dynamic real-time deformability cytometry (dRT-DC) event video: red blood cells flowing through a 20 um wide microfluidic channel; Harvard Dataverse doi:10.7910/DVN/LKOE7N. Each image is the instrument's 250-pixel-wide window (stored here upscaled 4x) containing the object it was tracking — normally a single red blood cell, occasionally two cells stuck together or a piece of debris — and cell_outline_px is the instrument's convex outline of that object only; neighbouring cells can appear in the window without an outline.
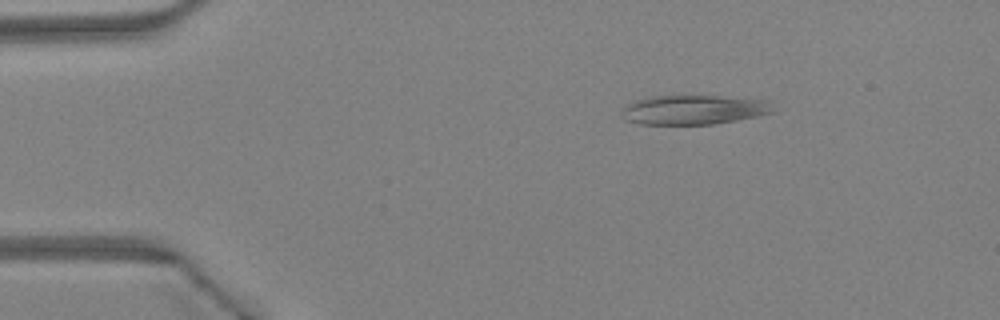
{"species": "Egyptian fruit bat (a non-hibernating species)", "species_latin": "Rousettus aegyptiacus", "temperature_condition": "warm", "stored_images_in_passage": 38, "camera_frame_rate_fps": 3000, "um_per_image_px": 0.085, "animal": {"sex": "female"}, "frame": {"image": 1, "passage_image": 1, "time_ms": 0.0, "image_size_px": [1000, 320], "cell_outline_px": [[776, 112], [760, 116], [716, 124], [640, 124], [624, 120], [620, 116], [624, 104], [644, 96], [720, 96], [772, 100]], "centroid_in_image_um": [58.99, 9.32], "position_along_channel_um": 26.0, "area_um2": 26.7}}
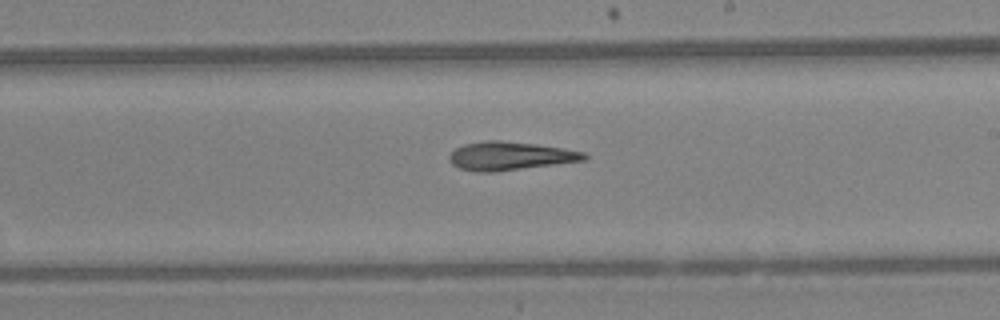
{"frame": {"image": 2, "passage_image": 20, "time_ms": 6.333, "image_size_px": [1000, 320], "cell_outline_px": [[588, 160], [492, 172], [476, 172], [460, 168], [452, 164], [448, 160], [448, 156], [456, 148], [464, 144], [484, 140], [500, 140], [536, 144], [584, 152], [588, 156]], "centroid_in_image_um": [43.33, 13.25], "position_along_channel_um": 245.7, "area_um2": 22.31}}
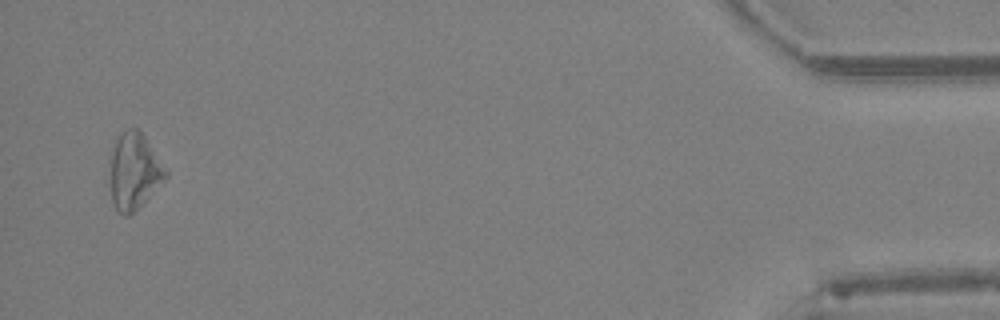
{"frame": {"image": 3, "passage_image": 37, "time_ms": 12.0, "image_size_px": [1000, 320], "cell_outline_px": [[168, 176], [128, 216], [124, 216], [116, 212], [112, 200], [112, 156], [116, 140], [128, 128], [140, 128], [168, 172]], "centroid_in_image_um": [11.43, 14.54], "position_along_channel_um": 423.8, "area_um2": 23.87}}